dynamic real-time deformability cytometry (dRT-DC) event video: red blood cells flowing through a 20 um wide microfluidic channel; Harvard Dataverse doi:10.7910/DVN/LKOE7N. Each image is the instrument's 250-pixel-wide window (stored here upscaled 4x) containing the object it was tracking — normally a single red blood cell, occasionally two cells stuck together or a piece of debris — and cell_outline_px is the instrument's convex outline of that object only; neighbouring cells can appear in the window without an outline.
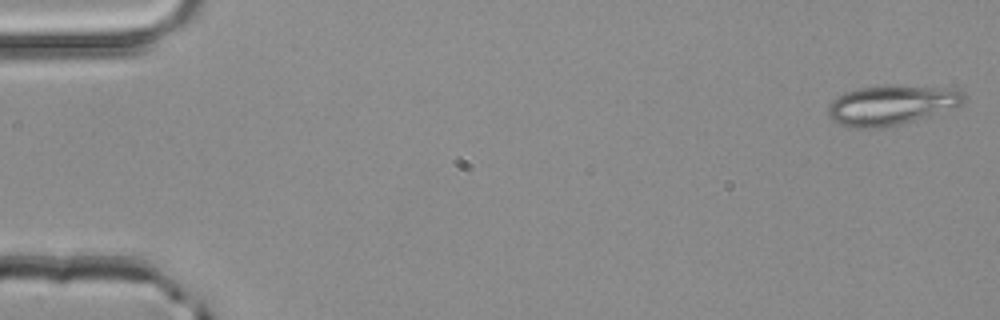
{"species": "common noctule bat (a hibernating species)", "species_latin": "Nyctalus noctula", "temperature_condition": "room temperature", "stored_images_in_passage": 12, "camera_frame_rate_fps": 3000, "um_per_image_px": 0.085, "animal": {"sex": "male", "body_mass_g": 20.4}, "frame": {"image": 1, "passage_image": 1, "time_ms": 0.0, "image_size_px": [1000, 320], "cell_outline_px": [[964, 100], [960, 104], [900, 124], [876, 128], [856, 128], [840, 124], [832, 120], [828, 116], [828, 104], [832, 100], [844, 92], [856, 88], [884, 84], [888, 84], [956, 88], [964, 92]], "centroid_in_image_um": [75.69, 8.89], "position_along_channel_um": 9.3, "area_um2": 31.39}}